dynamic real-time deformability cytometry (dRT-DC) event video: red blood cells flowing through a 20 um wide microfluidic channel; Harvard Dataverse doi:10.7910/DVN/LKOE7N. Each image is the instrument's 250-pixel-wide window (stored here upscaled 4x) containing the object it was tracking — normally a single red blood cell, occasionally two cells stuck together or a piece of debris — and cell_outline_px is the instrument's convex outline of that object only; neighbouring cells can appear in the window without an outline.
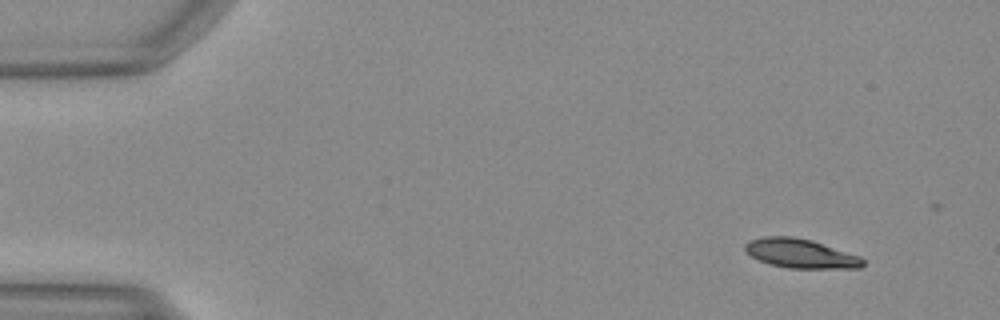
{"species": "Egyptian fruit bat (a non-hibernating species)", "species_latin": "Rousettus aegyptiacus", "temperature_condition": "warm", "stored_images_in_passage": 15, "camera_frame_rate_fps": 3000, "um_per_image_px": 0.085, "animal": {"sex": "female"}, "frame": {"image": 1, "passage_image": 4, "time_ms": 1.0, "image_size_px": [1000, 320], "cell_outline_px": [[864, 264], [860, 268], [788, 268], [768, 264], [752, 256], [744, 248], [744, 244], [748, 240], [764, 236], [792, 236], [812, 240], [860, 256], [864, 260]], "centroid_in_image_um": [68.04, 21.54], "position_along_channel_um": 17.0, "area_um2": 20.06}}
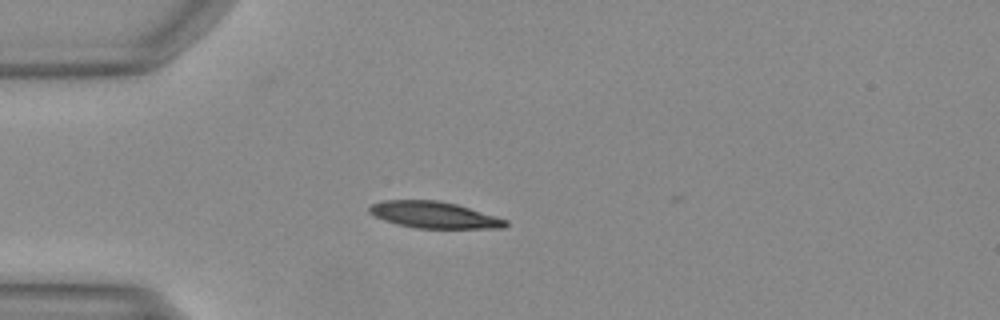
{"frame": {"image": 2, "passage_image": 13, "time_ms": 4.0, "image_size_px": [1000, 320], "cell_outline_px": [[508, 224], [504, 228], [416, 228], [396, 224], [384, 220], [368, 212], [368, 208], [372, 204], [384, 200], [436, 200], [456, 204], [508, 220]], "centroid_in_image_um": [36.88, 18.27], "position_along_channel_um": 48.1, "area_um2": 20.92}}